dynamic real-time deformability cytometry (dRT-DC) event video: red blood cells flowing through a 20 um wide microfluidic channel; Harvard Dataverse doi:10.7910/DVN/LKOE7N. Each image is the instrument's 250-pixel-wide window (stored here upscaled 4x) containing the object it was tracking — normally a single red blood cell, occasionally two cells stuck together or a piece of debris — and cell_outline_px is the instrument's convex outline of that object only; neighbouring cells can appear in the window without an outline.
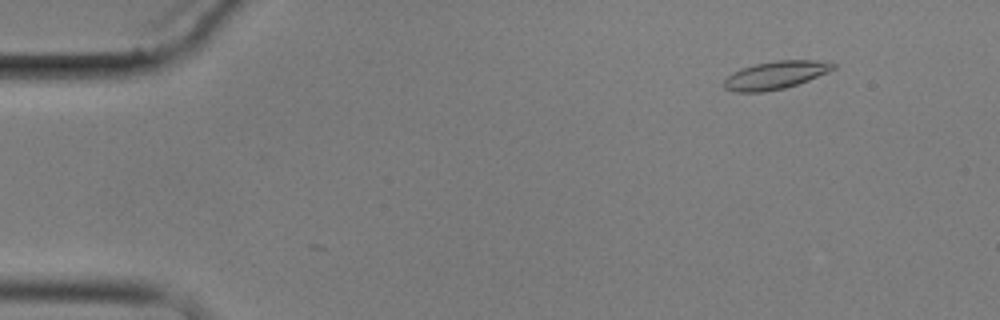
{"species": "common noctule bat (a hibernating species)", "species_latin": "Nyctalus noctula", "temperature_condition": "cold", "stored_images_in_passage": 4, "camera_frame_rate_fps": 3000, "um_per_image_px": 0.085, "animal": {"sex": "male", "body_mass_g": 17.9}, "frame": {"image": 1, "passage_image": 2, "time_ms": 1.0, "image_size_px": [1000, 320], "cell_outline_px": [[836, 68], [828, 72], [808, 80], [784, 88], [764, 92], [736, 92], [724, 88], [724, 80], [732, 72], [740, 68], [756, 64], [776, 60], [816, 60], [836, 64]], "centroid_in_image_um": [65.9, 6.38], "position_along_channel_um": 19.1, "area_um2": 17.69}}
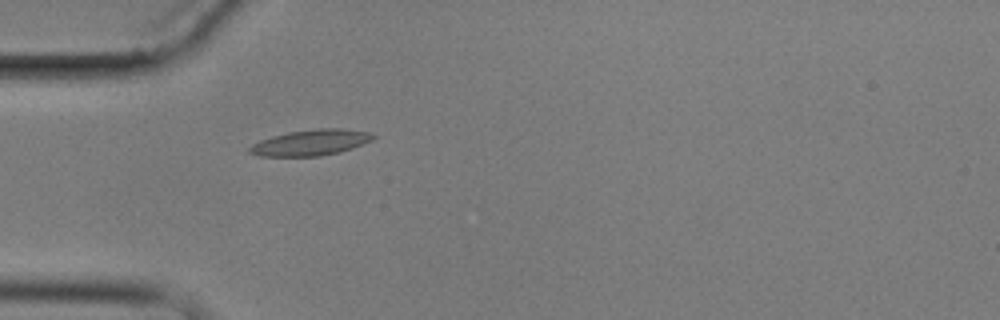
{"frame": {"image": 2, "passage_image": 4, "time_ms": 4.667, "image_size_px": [1000, 320], "cell_outline_px": [[376, 136], [372, 140], [352, 148], [340, 152], [320, 156], [256, 156], [248, 152], [248, 148], [252, 144], [260, 140], [272, 136], [288, 132], [320, 128], [340, 128], [368, 132]], "centroid_in_image_um": [26.38, 12.12], "position_along_channel_um": 58.6, "area_um2": 18.61}}